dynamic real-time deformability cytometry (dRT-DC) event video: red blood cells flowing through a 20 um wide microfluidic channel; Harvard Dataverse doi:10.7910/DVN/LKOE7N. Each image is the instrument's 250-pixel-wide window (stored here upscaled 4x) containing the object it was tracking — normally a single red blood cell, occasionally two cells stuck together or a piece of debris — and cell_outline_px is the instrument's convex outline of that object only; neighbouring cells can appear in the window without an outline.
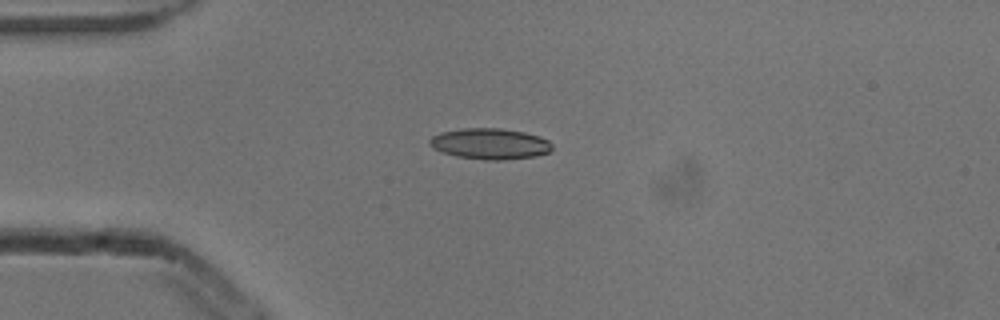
{"species": "common noctule bat (a hibernating species)", "species_latin": "Nyctalus noctula", "temperature_condition": "cold", "stored_images_in_passage": 5, "camera_frame_rate_fps": 3000, "um_per_image_px": 0.085, "animal": {"sex": "male", "body_mass_g": 13.3}, "frame": {"image": 1, "passage_image": 3, "time_ms": 0.667, "image_size_px": [1000, 320], "cell_outline_px": [[552, 148], [548, 152], [536, 156], [504, 160], [484, 160], [456, 156], [432, 148], [428, 144], [428, 140], [432, 136], [440, 132], [460, 128], [500, 128], [524, 132], [540, 136], [548, 140], [552, 144]], "centroid_in_image_um": [41.63, 12.21], "position_along_channel_um": 43.4, "area_um2": 22.25}}
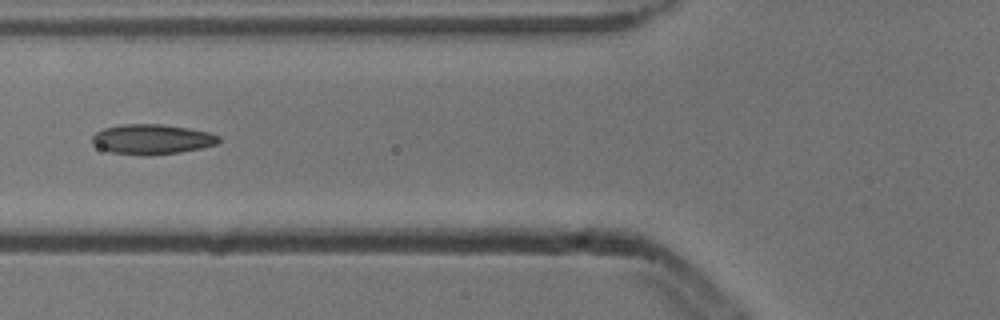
{"frame": {"image": 2, "passage_image": 5, "time_ms": 1.333, "image_size_px": [1000, 320], "cell_outline_px": [[220, 140], [216, 144], [200, 148], [180, 152], [148, 156], [144, 156], [108, 152], [92, 144], [92, 136], [96, 132], [104, 128], [120, 124], [164, 124], [188, 128], [208, 132], [220, 136]], "centroid_in_image_um": [12.88, 11.84], "position_along_channel_um": 112.9, "area_um2": 22.31}}